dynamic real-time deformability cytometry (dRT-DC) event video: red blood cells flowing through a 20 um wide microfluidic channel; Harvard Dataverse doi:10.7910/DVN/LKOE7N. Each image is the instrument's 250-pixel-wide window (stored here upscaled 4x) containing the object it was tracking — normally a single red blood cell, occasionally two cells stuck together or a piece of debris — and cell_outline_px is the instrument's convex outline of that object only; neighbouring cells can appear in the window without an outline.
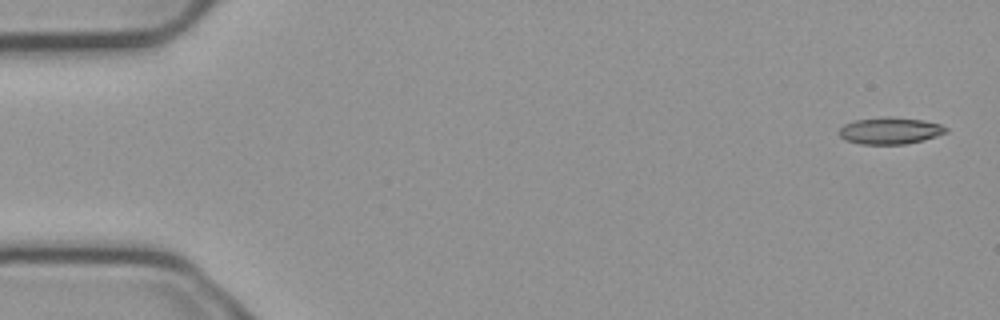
{"species": "common noctule bat (a hibernating species)", "species_latin": "Nyctalus noctula", "temperature_condition": "cold", "stored_images_in_passage": 54, "camera_frame_rate_fps": 3000, "um_per_image_px": 0.085, "animal": {"sex": "male", "body_mass_g": 23.1, "forearm_length_mm": 52.7}, "frame": {"image": 1, "passage_image": 1, "time_ms": 0.0, "image_size_px": [1000, 320], "cell_outline_px": [[948, 132], [936, 136], [904, 144], [860, 144], [844, 140], [840, 136], [840, 128], [844, 124], [856, 120], [884, 116], [888, 116], [924, 120], [940, 124], [948, 128]], "centroid_in_image_um": [75.65, 11.1], "position_along_channel_um": 9.4, "area_um2": 16.65}}
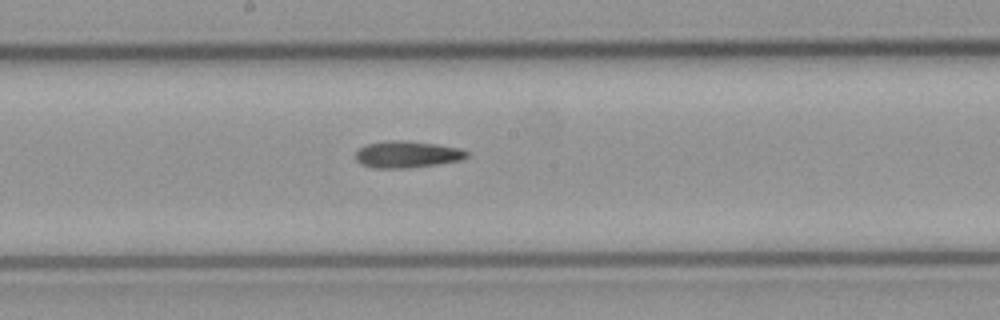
{"frame": {"image": 2, "passage_image": 28, "time_ms": 9.0, "image_size_px": [1000, 320], "cell_outline_px": [[468, 156], [460, 160], [436, 164], [408, 168], [372, 168], [356, 160], [356, 152], [360, 148], [368, 144], [388, 140], [400, 140], [436, 144], [460, 148], [468, 152]], "centroid_in_image_um": [34.6, 13.12], "position_along_channel_um": 213.6, "area_um2": 17.11}}
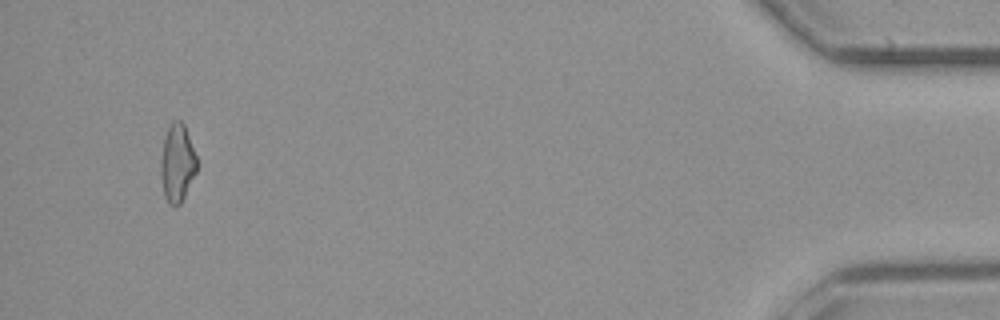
{"frame": {"image": 3, "passage_image": 51, "time_ms": 16.667, "image_size_px": [1000, 320], "cell_outline_px": [[200, 164], [180, 204], [176, 208], [168, 204], [164, 196], [160, 172], [160, 164], [164, 136], [172, 120], [180, 120], [184, 124]], "centroid_in_image_um": [15.07, 13.87], "position_along_channel_um": 420.1, "area_um2": 16.7}}